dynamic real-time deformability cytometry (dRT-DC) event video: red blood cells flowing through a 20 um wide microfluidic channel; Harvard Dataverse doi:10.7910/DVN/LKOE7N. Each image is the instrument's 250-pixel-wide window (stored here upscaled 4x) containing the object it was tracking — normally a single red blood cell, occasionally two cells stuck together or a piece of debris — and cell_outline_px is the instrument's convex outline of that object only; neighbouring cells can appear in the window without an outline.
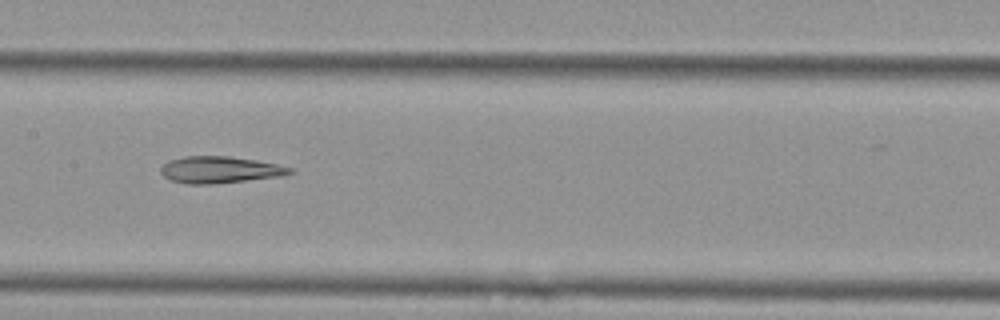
{"species": "Egyptian fruit bat (a non-hibernating species)", "species_latin": "Rousettus aegyptiacus", "temperature_condition": "cold", "stored_images_in_passage": 13, "camera_frame_rate_fps": 3000, "um_per_image_px": 0.085, "animal": {"sex": "female"}, "frame": {"image": 1, "passage_image": 6, "time_ms": 1.667, "image_size_px": [1000, 320], "cell_outline_px": [[292, 172], [284, 176], [212, 184], [188, 184], [172, 180], [164, 176], [160, 172], [160, 168], [168, 160], [184, 156], [228, 156], [256, 160], [276, 164], [292, 168]], "centroid_in_image_um": [18.67, 14.43], "position_along_channel_um": 188.7, "area_um2": 20.06}}
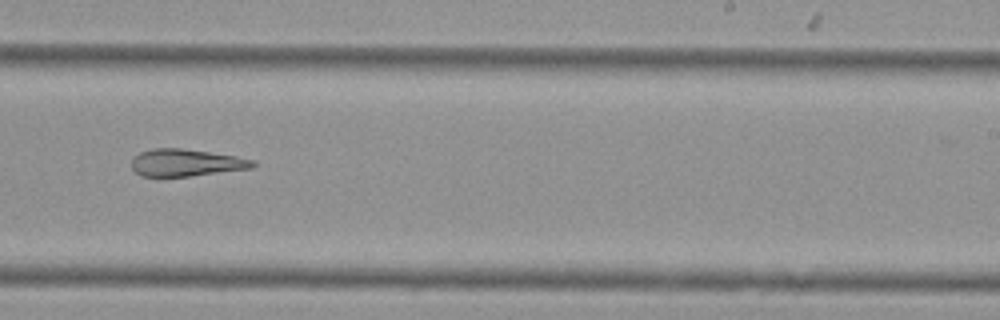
{"frame": {"image": 2, "passage_image": 8, "time_ms": 2.333, "image_size_px": [1000, 320], "cell_outline_px": [[256, 164], [252, 168], [188, 176], [140, 176], [132, 168], [132, 156], [140, 152], [152, 148], [180, 148], [236, 156], [256, 160]], "centroid_in_image_um": [15.8, 13.82], "position_along_channel_um": 273.2, "area_um2": 19.13}}